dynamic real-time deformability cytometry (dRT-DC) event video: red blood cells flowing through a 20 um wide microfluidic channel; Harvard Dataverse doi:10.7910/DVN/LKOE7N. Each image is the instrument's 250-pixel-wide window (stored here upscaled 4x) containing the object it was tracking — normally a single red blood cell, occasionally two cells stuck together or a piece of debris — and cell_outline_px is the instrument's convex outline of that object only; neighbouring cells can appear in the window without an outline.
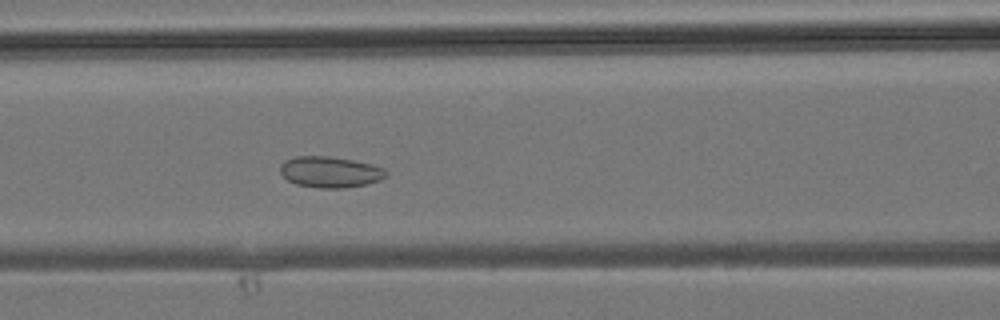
{"species": "common noctule bat (a hibernating species)", "species_latin": "Nyctalus noctula", "temperature_condition": "room temperature", "stored_images_in_passage": 27, "camera_frame_rate_fps": 3000, "um_per_image_px": 0.085, "animal": {"sex": "male", "body_mass_g": 19.2, "forearm_length_mm": 51.8}, "frame": {"image": 1, "passage_image": 5, "time_ms": 1.333, "image_size_px": [1000, 320], "cell_outline_px": [[388, 172], [380, 180], [364, 184], [344, 188], [320, 188], [296, 184], [288, 180], [280, 172], [280, 164], [284, 160], [296, 156], [332, 156], [372, 164], [384, 168]], "centroid_in_image_um": [28.04, 14.61], "position_along_channel_um": 138.6, "area_um2": 19.13}}
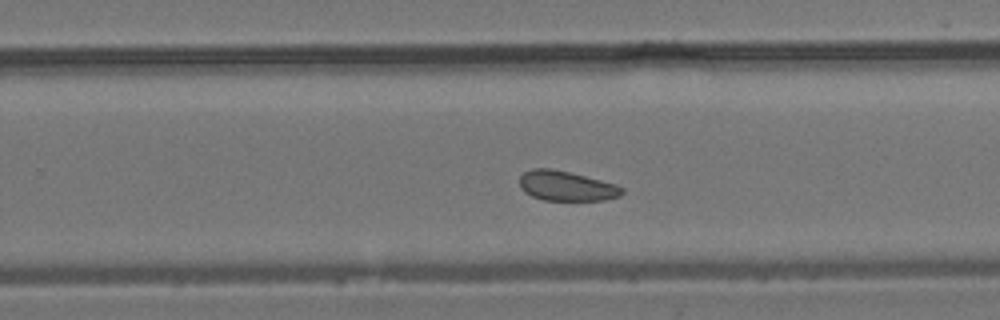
{"frame": {"image": 2, "passage_image": 13, "time_ms": 4.0, "image_size_px": [1000, 320], "cell_outline_px": [[624, 192], [620, 196], [604, 200], [544, 200], [532, 196], [524, 192], [520, 188], [520, 176], [524, 172], [532, 168], [552, 168], [616, 184], [624, 188]], "centroid_in_image_um": [48.13, 15.81], "position_along_channel_um": 281.7, "area_um2": 17.8}}
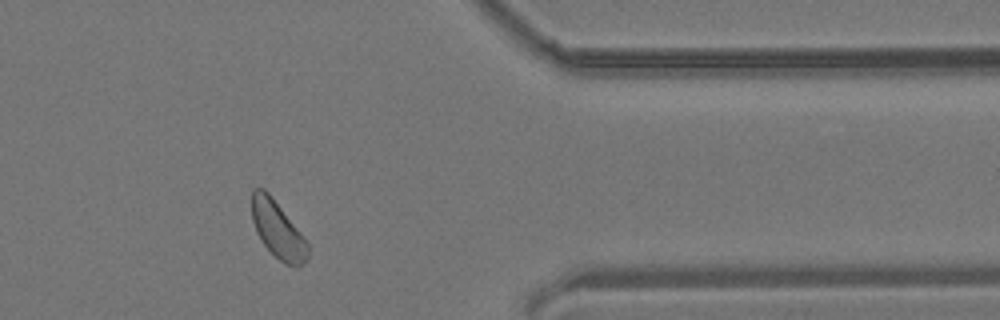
{"frame": {"image": 3, "passage_image": 20, "time_ms": 6.333, "image_size_px": [1000, 320], "cell_outline_px": [[308, 256], [304, 264], [296, 268], [284, 264], [260, 240], [256, 232], [252, 220], [252, 188], [264, 188], [268, 192], [296, 228], [308, 244]], "centroid_in_image_um": [23.59, 19.55], "position_along_channel_um": 387.8, "area_um2": 18.26}}